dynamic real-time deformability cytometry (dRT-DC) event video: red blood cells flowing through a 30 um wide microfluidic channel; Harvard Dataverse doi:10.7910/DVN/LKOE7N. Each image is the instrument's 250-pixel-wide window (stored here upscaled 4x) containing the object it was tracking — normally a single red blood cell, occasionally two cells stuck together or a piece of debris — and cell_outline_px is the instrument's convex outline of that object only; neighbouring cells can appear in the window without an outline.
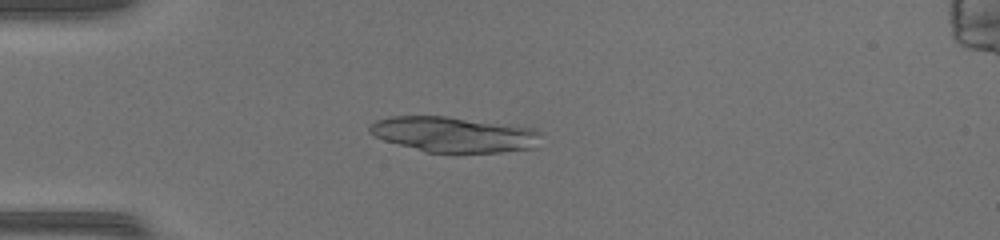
{"species": "common noctule bat (a hibernating species)", "species_latin": "Nyctalus noctula", "temperature_condition": "warm", "stored_images_in_passage": 48, "camera_frame_rate_fps": 3000, "um_per_image_px": 0.085, "animal": {"sex": "female", "body_mass_g": 17.0, "forearm_length_mm": 48.0}, "frame": {"image": 1, "passage_image": 14, "time_ms": 4.333, "image_size_px": [1000, 240], "cell_outline_px": [[540, 132], [536, 148], [500, 152], [424, 152], [384, 140], [368, 132], [368, 128], [376, 120], [388, 116], [448, 116], [536, 128]], "centroid_in_image_um": [38.58, 11.42], "position_along_channel_um": 46.4, "area_um2": 35.43}}